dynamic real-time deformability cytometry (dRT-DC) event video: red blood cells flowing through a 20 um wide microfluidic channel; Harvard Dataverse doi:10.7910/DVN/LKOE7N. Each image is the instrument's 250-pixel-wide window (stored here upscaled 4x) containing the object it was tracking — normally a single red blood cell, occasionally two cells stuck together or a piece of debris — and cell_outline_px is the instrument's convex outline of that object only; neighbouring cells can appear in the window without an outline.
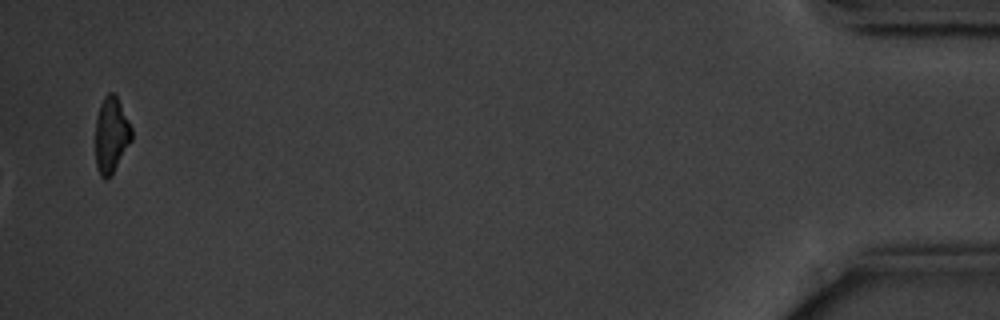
{"species": "common noctule bat (a hibernating species)", "species_latin": "Nyctalus noctula", "temperature_condition": "cold", "stored_images_in_passage": 13, "camera_frame_rate_fps": 3000, "um_per_image_px": 0.085, "animal": {"sex": "male", "body_mass_g": 20.1, "forearm_length_mm": 53.5}, "frame": {"image": 1, "passage_image": 13, "time_ms": 15.667, "image_size_px": [1000, 320], "cell_outline_px": [[132, 140], [112, 176], [104, 180], [100, 176], [96, 168], [96, 116], [100, 104], [104, 96], [108, 92], [112, 92], [116, 96], [132, 128]], "centroid_in_image_um": [9.45, 11.52], "position_along_channel_um": 425.7, "area_um2": 16.13}, "authors_computed_cell_mechanics": {"area_um2": 18.0336, "velocity_mm_per_s": 3.5367, "shape_relaxation_time_tau1_ms": 1.6571, "shape_relaxation_time_tau2_ms": 1.8592, "deformation_change_tau1": 0.1103, "deformation_change_tau2": 0.0798}}